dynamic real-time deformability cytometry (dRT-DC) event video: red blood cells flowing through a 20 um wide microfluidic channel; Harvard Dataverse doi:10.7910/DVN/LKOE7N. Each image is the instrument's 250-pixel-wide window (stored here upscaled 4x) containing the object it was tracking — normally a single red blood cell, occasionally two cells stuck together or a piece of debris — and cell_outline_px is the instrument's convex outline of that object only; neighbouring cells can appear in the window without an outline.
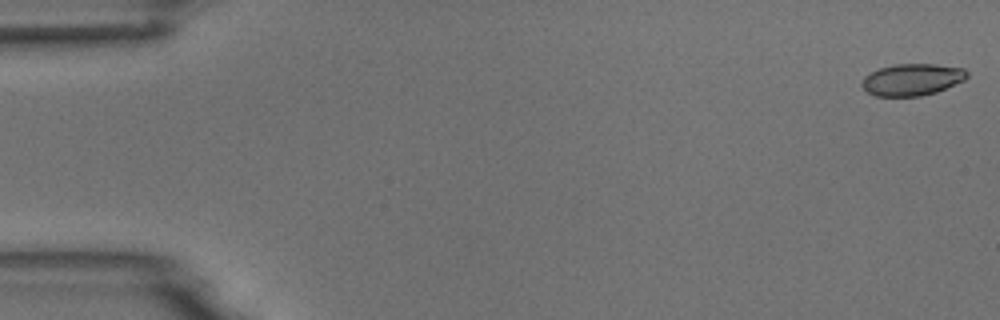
{"species": "common noctule bat (a hibernating species)", "species_latin": "Nyctalus noctula", "temperature_condition": "room temperature", "stored_images_in_passage": 5, "camera_frame_rate_fps": 3000, "um_per_image_px": 0.085, "animal": {"sex": "male", "body_mass_g": 18.8}, "frame": {"image": 1, "passage_image": 1, "time_ms": 0.0, "image_size_px": [1000, 320], "cell_outline_px": [[968, 76], [964, 80], [936, 92], [920, 96], [876, 96], [868, 92], [860, 84], [864, 76], [880, 68], [896, 64], [936, 64], [964, 68], [968, 72]], "centroid_in_image_um": [77.53, 6.76], "position_along_channel_um": 7.5, "area_um2": 19.42}}
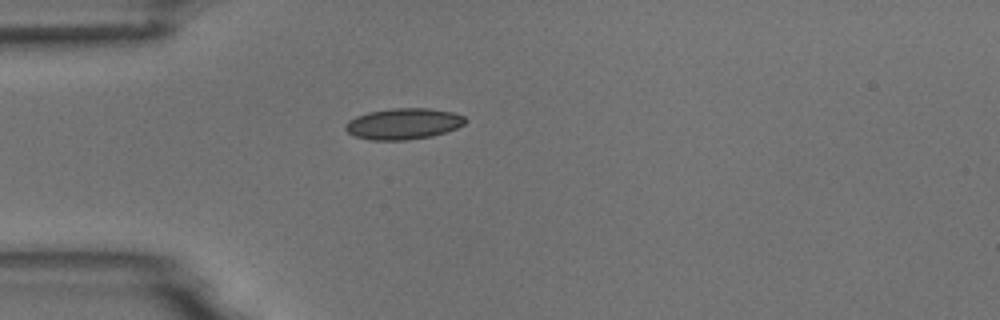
{"frame": {"image": 2, "passage_image": 5, "time_ms": 4.667, "image_size_px": [1000, 320], "cell_outline_px": [[468, 120], [464, 124], [456, 128], [432, 136], [408, 140], [372, 140], [356, 136], [348, 132], [344, 128], [344, 124], [348, 120], [356, 116], [368, 112], [392, 108], [428, 108], [452, 112], [464, 116]], "centroid_in_image_um": [34.28, 10.51], "position_along_channel_um": 50.7, "area_um2": 21.73}}